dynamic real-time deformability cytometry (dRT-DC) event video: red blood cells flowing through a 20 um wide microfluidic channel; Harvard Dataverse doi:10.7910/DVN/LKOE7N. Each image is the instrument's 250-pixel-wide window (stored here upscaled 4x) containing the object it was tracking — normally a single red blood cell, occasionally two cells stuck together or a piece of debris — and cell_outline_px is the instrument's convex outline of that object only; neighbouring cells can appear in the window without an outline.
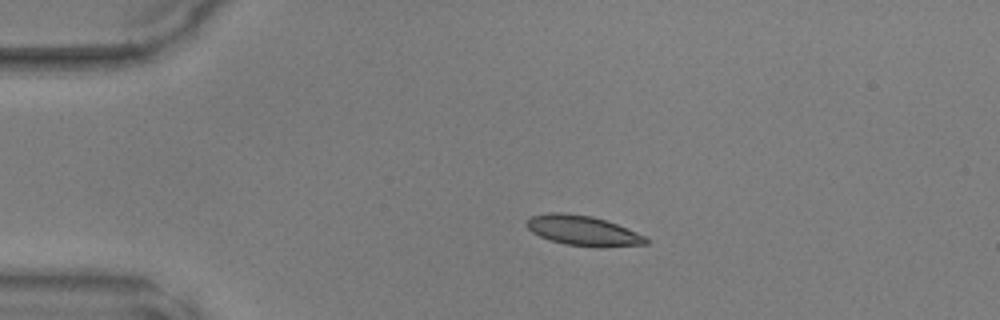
{"species": "common noctule bat (a hibernating species)", "species_latin": "Nyctalus noctula", "temperature_condition": "warm", "stored_images_in_passage": 39, "camera_frame_rate_fps": 3000, "um_per_image_px": 0.085, "animal": {"sex": "male", "body_mass_g": 17.9, "forearm_length_mm": 54.2}, "frame": {"image": 1, "passage_image": 1, "time_ms": 0.0, "image_size_px": [1000, 320], "cell_outline_px": [[648, 244], [600, 248], [564, 244], [540, 236], [532, 232], [524, 224], [532, 216], [548, 212], [564, 212], [592, 216], [616, 224], [636, 232], [644, 236], [648, 240]], "centroid_in_image_um": [49.54, 19.61], "position_along_channel_um": 35.5, "area_um2": 20.87}}
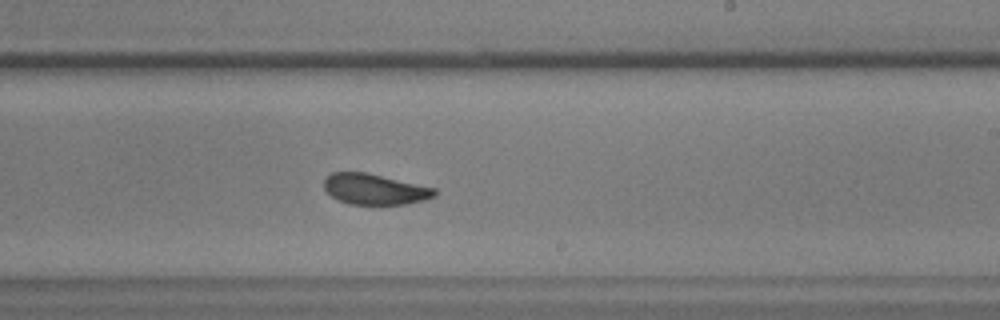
{"frame": {"image": 2, "passage_image": 20, "time_ms": 6.333, "image_size_px": [1000, 320], "cell_outline_px": [[436, 196], [424, 200], [404, 204], [348, 204], [332, 196], [324, 188], [324, 180], [332, 172], [364, 172], [436, 188]], "centroid_in_image_um": [31.86, 16.08], "position_along_channel_um": 257.1, "area_um2": 19.54}}
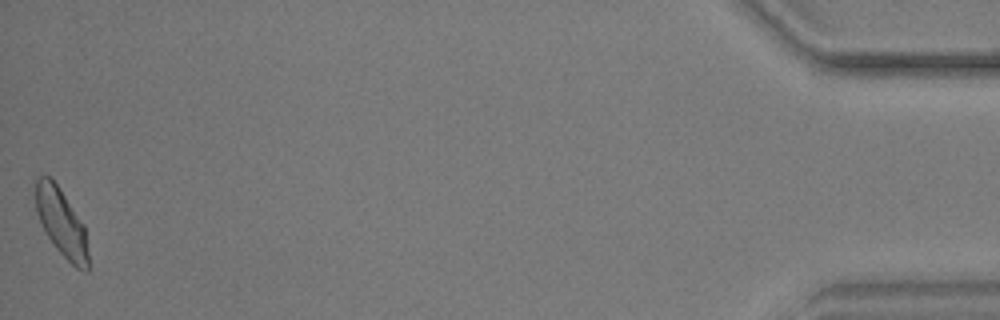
{"frame": {"image": 3, "passage_image": 39, "time_ms": 12.667, "image_size_px": [1000, 320], "cell_outline_px": [[88, 272], [84, 272], [76, 268], [56, 248], [44, 232], [40, 224], [36, 212], [36, 176], [48, 176], [56, 184], [84, 224], [88, 252]], "centroid_in_image_um": [5.22, 18.96], "position_along_channel_um": 430.0, "area_um2": 20.63}}